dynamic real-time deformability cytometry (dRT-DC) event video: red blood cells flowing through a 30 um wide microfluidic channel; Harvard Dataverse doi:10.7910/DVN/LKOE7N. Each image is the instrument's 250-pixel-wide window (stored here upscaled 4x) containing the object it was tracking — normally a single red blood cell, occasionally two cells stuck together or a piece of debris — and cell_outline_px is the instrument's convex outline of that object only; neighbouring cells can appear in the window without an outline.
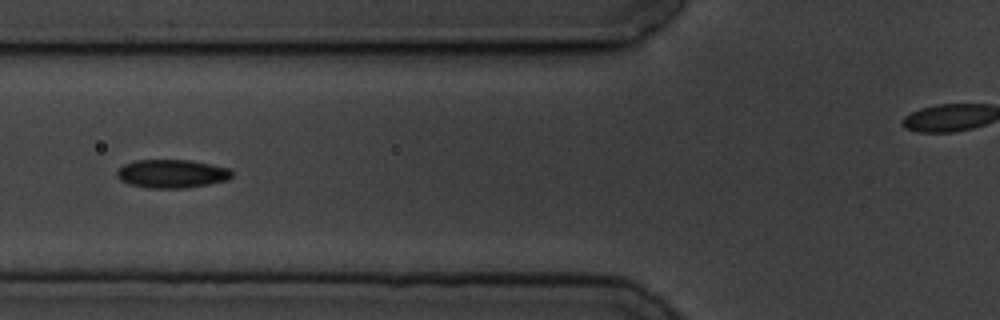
{"species": "common noctule bat (a hibernating species)", "species_latin": "Nyctalus noctula", "temperature_condition": "cold", "stored_images_in_passage": 17, "camera_frame_rate_fps": 3000, "um_per_image_px": 0.085, "animal": {"sex": "male", "body_mass_g": 19.5, "forearm_length_mm": 54.6}, "frame": {"image": 1, "passage_image": 6, "time_ms": 1.667, "image_size_px": [1000, 320], "cell_outline_px": [[232, 176], [228, 180], [188, 188], [148, 188], [128, 184], [120, 180], [116, 176], [116, 172], [124, 164], [136, 160], [188, 160], [228, 168], [232, 172]], "centroid_in_image_um": [14.57, 14.78], "position_along_channel_um": 111.2, "area_um2": 19.02}}
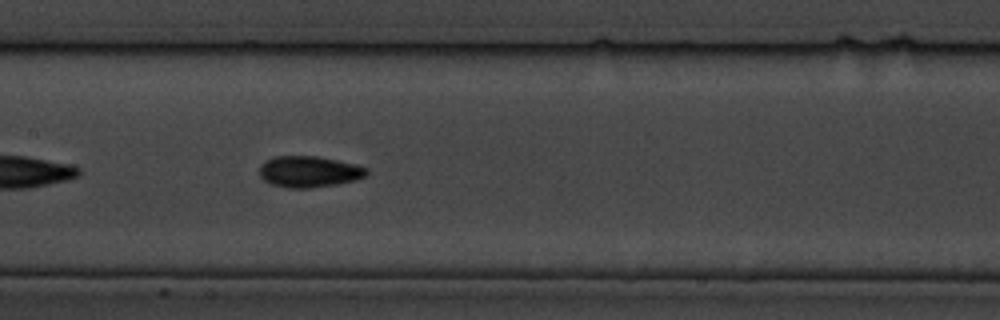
{"frame": {"image": 2, "passage_image": 12, "time_ms": 3.667, "image_size_px": [1000, 320], "cell_outline_px": [[368, 176], [356, 180], [340, 184], [308, 188], [288, 188], [268, 184], [260, 176], [260, 164], [264, 160], [276, 156], [316, 156], [356, 164], [368, 168]], "centroid_in_image_um": [26.28, 14.6], "position_along_channel_um": 181.1, "area_um2": 19.83}}